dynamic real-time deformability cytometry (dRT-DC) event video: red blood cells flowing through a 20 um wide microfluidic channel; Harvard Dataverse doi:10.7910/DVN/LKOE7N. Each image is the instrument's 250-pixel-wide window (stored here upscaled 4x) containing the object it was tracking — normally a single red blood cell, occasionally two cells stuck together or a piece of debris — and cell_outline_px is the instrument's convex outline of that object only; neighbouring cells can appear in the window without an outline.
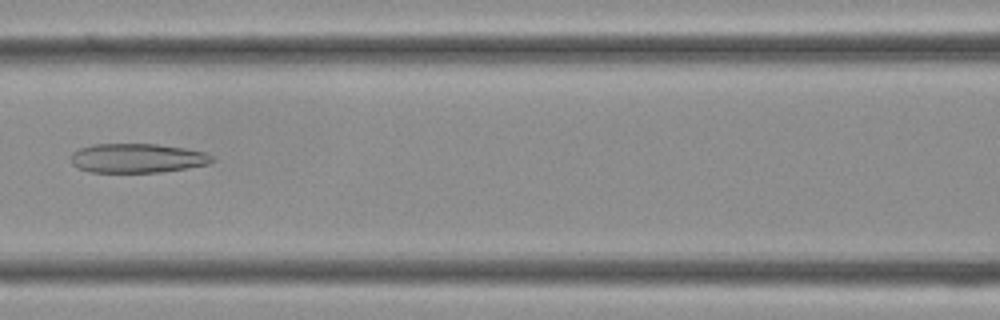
{"species": "Egyptian fruit bat (a non-hibernating species)", "species_latin": "Rousettus aegyptiacus", "temperature_condition": "cold", "stored_images_in_passage": 36, "camera_frame_rate_fps": 3000, "um_per_image_px": 0.085, "frame": {"image": 1, "passage_image": 16, "time_ms": 5.0, "image_size_px": [1000, 320], "cell_outline_px": [[212, 160], [208, 164], [160, 172], [92, 172], [76, 168], [72, 164], [72, 152], [80, 148], [92, 144], [156, 144], [184, 148], [204, 152], [212, 156]], "centroid_in_image_um": [11.62, 13.44], "position_along_channel_um": 155.0, "area_um2": 23.87}}
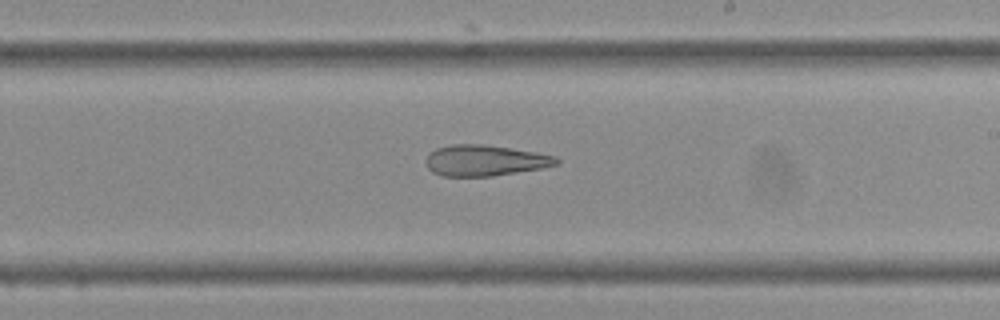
{"frame": {"image": 2, "passage_image": 21, "time_ms": 6.667, "image_size_px": [1000, 320], "cell_outline_px": [[560, 164], [540, 168], [492, 176], [440, 176], [432, 172], [428, 168], [424, 160], [428, 152], [436, 148], [452, 144], [484, 144], [536, 152], [552, 156], [560, 160]], "centroid_in_image_um": [41.15, 13.63], "position_along_channel_um": 247.9, "area_um2": 23.58}}
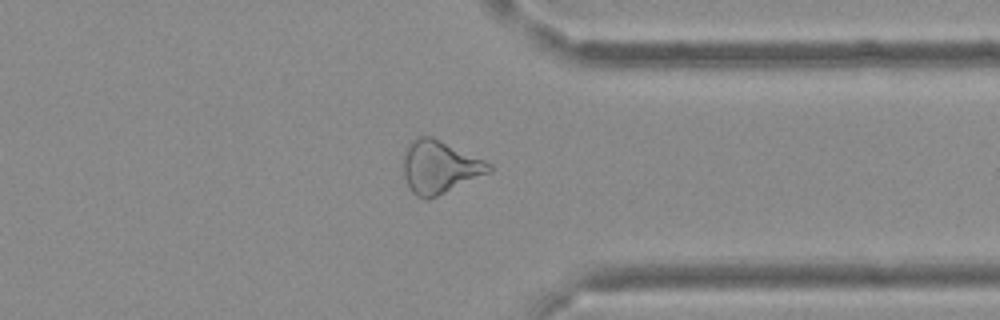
{"frame": {"image": 3, "passage_image": 28, "time_ms": 9.0, "image_size_px": [1000, 320], "cell_outline_px": [[492, 172], [428, 200], [416, 196], [412, 192], [404, 176], [404, 156], [408, 144], [412, 140], [420, 136], [432, 136], [484, 160], [492, 164]], "centroid_in_image_um": [37.38, 14.2], "position_along_channel_um": 374.0, "area_um2": 26.24}}